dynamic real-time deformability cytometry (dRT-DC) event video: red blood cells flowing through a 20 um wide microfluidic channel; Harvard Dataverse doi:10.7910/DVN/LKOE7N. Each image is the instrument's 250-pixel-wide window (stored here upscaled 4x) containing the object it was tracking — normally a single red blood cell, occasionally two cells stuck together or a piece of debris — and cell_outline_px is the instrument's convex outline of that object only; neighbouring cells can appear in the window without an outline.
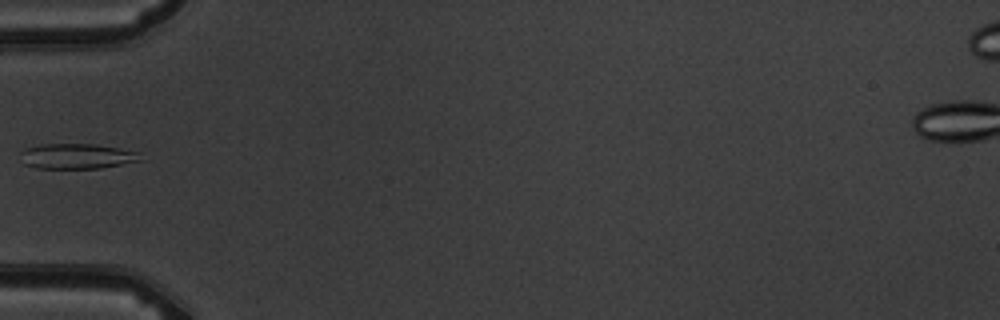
{"species": "common noctule bat (a hibernating species)", "species_latin": "Nyctalus noctula", "temperature_condition": "warm", "stored_images_in_passage": 7, "camera_frame_rate_fps": 3000, "um_per_image_px": 0.085, "animal": {"sex": "male", "body_mass_g": 19.5, "forearm_length_mm": 54.6}, "frame": {"image": 1, "passage_image": 6, "time_ms": 5.667, "image_size_px": [1000, 320], "cell_outline_px": [[144, 160], [100, 168], [36, 168], [24, 164], [20, 152], [24, 148], [40, 144], [96, 144], [140, 152]], "centroid_in_image_um": [6.55, 13.27], "position_along_channel_um": 78.4, "area_um2": 17.74}}